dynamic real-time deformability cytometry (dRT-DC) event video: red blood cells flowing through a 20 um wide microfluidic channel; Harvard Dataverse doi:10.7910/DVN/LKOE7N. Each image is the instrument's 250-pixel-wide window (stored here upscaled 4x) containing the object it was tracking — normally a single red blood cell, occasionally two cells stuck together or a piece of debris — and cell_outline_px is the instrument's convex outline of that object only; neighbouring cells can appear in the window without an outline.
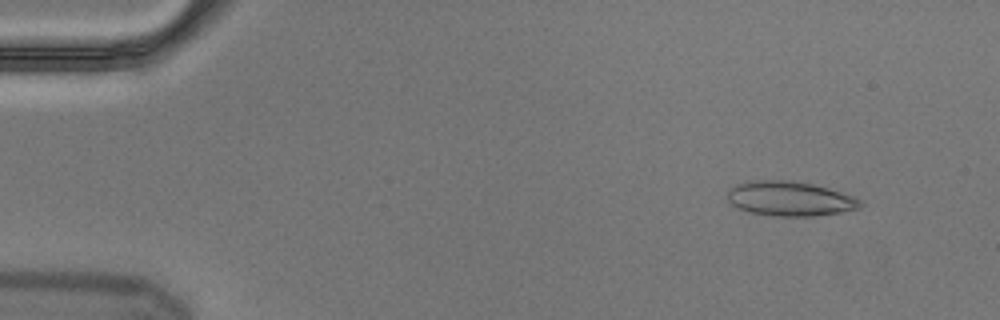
{"species": "Egyptian fruit bat (a non-hibernating species)", "species_latin": "Rousettus aegyptiacus", "temperature_condition": "cold", "stored_images_in_passage": 8, "camera_frame_rate_fps": 3000, "um_per_image_px": 0.085, "animal": {"sex": "male"}, "frame": {"image": 1, "passage_image": 2, "time_ms": 0.333, "image_size_px": [1000, 320], "cell_outline_px": [[864, 204], [860, 208], [840, 212], [812, 216], [772, 216], [752, 212], [736, 208], [728, 200], [728, 188], [736, 184], [752, 180], [792, 180], [812, 184], [828, 188], [852, 196], [860, 200]], "centroid_in_image_um": [67.11, 16.88], "position_along_channel_um": 17.9, "area_um2": 26.82}}